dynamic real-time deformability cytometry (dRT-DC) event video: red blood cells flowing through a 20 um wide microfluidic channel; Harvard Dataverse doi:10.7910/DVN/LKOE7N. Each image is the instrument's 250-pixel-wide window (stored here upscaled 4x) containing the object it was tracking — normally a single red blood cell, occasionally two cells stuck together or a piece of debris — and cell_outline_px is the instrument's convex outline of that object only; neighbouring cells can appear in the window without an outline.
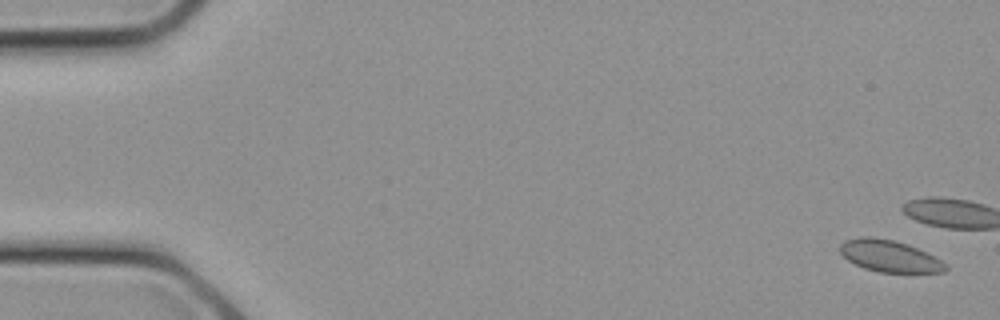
{"species": "common noctule bat (a hibernating species)", "species_latin": "Nyctalus noctula", "temperature_condition": "cold", "stored_images_in_passage": 9, "camera_frame_rate_fps": 3000, "um_per_image_px": 0.085, "animal": {"sex": "female", "body_mass_g": 21.9}, "frame": {"image": 1, "passage_image": 1, "time_ms": 0.0, "image_size_px": [1000, 320], "cell_outline_px": [[948, 268], [944, 272], [880, 272], [864, 268], [848, 260], [840, 252], [840, 244], [844, 240], [860, 236], [872, 236], [892, 240], [908, 244], [948, 264]], "centroid_in_image_um": [75.58, 21.75], "position_along_channel_um": 9.4, "area_um2": 19.36}}